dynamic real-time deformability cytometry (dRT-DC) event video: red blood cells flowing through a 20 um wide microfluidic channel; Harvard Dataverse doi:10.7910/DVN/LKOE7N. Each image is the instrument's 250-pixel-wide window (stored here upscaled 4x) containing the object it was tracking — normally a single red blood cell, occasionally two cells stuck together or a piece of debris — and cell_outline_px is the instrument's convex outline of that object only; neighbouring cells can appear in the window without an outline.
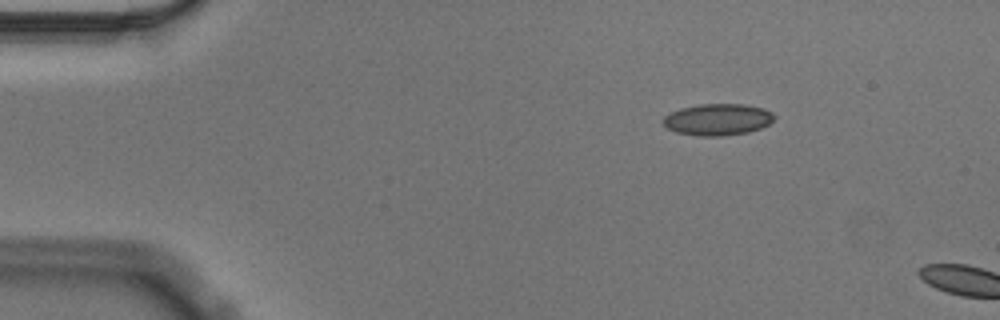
{"species": "Egyptian fruit bat (a non-hibernating species)", "species_latin": "Rousettus aegyptiacus", "temperature_condition": "cold", "stored_images_in_passage": 4, "camera_frame_rate_fps": 3000, "um_per_image_px": 0.085, "animal": {"sex": "male"}, "frame": {"image": 1, "passage_image": 1, "time_ms": 0.0, "image_size_px": [1000, 320], "cell_outline_px": [[776, 116], [768, 124], [760, 128], [748, 132], [720, 136], [700, 136], [676, 132], [668, 128], [664, 124], [664, 116], [680, 108], [700, 104], [744, 104], [764, 108], [772, 112]], "centroid_in_image_um": [61.02, 10.15], "position_along_channel_um": 24.0, "area_um2": 20.35}}